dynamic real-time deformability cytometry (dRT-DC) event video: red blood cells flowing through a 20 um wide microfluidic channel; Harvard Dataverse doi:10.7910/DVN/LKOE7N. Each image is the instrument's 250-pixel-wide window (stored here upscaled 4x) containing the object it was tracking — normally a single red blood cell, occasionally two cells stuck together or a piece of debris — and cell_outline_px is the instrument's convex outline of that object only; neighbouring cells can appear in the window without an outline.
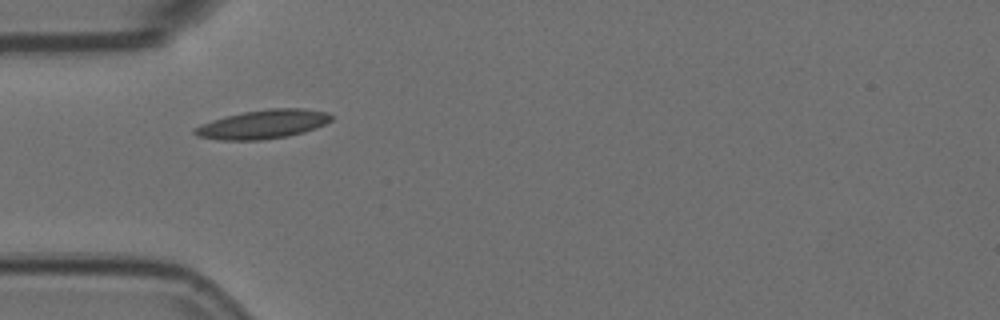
{"species": "Egyptian fruit bat (a non-hibernating species)", "species_latin": "Rousettus aegyptiacus", "temperature_condition": "room temperature", "stored_images_in_passage": 6, "camera_frame_rate_fps": 3000, "um_per_image_px": 0.085, "animal": {"sex": "female"}, "frame": {"image": 1, "passage_image": 1, "time_ms": 0.0, "image_size_px": [1000, 320], "cell_outline_px": [[332, 120], [316, 128], [304, 132], [288, 136], [260, 140], [220, 140], [196, 136], [192, 132], [192, 128], [200, 124], [212, 120], [244, 112], [268, 108], [304, 108], [328, 112], [332, 116]], "centroid_in_image_um": [22.34, 10.56], "position_along_channel_um": 62.7, "area_um2": 23.06}}
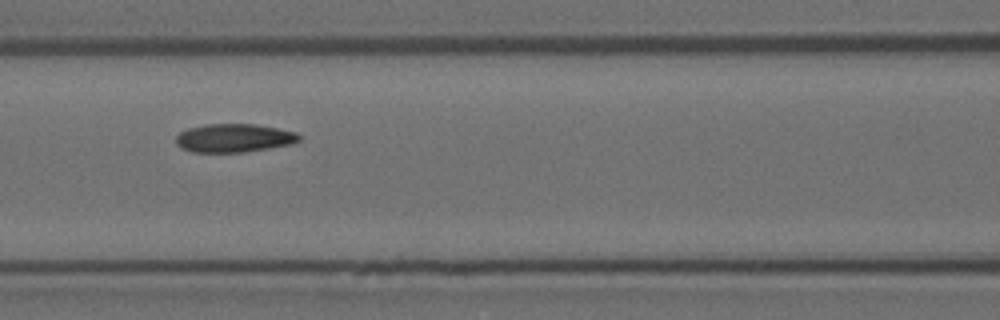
{"frame": {"image": 2, "passage_image": 3, "time_ms": 0.667, "image_size_px": [1000, 320], "cell_outline_px": [[300, 140], [292, 144], [244, 152], [192, 152], [180, 148], [176, 144], [176, 136], [180, 132], [188, 128], [204, 124], [252, 124], [276, 128], [296, 132], [300, 136]], "centroid_in_image_um": [19.85, 11.73], "position_along_channel_um": 146.7, "area_um2": 20.4}}
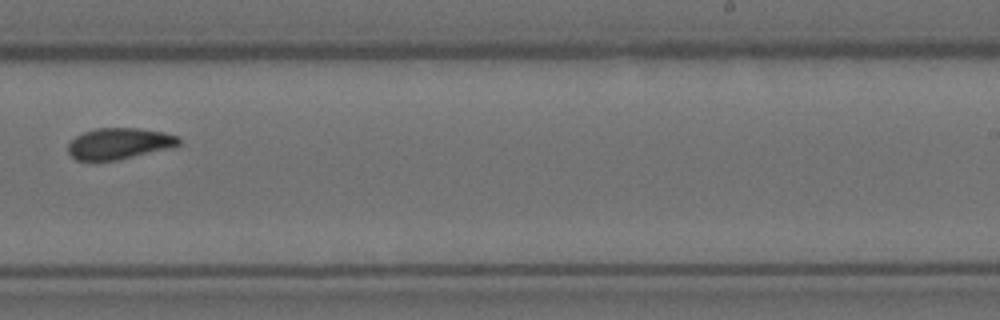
{"frame": {"image": 3, "passage_image": 6, "time_ms": 1.667, "image_size_px": [1000, 320], "cell_outline_px": [[180, 144], [172, 148], [116, 160], [76, 160], [68, 152], [68, 144], [76, 136], [84, 132], [96, 128], [140, 128], [164, 132], [180, 136]], "centroid_in_image_um": [10.17, 12.19], "position_along_channel_um": 278.8, "area_um2": 20.17}}